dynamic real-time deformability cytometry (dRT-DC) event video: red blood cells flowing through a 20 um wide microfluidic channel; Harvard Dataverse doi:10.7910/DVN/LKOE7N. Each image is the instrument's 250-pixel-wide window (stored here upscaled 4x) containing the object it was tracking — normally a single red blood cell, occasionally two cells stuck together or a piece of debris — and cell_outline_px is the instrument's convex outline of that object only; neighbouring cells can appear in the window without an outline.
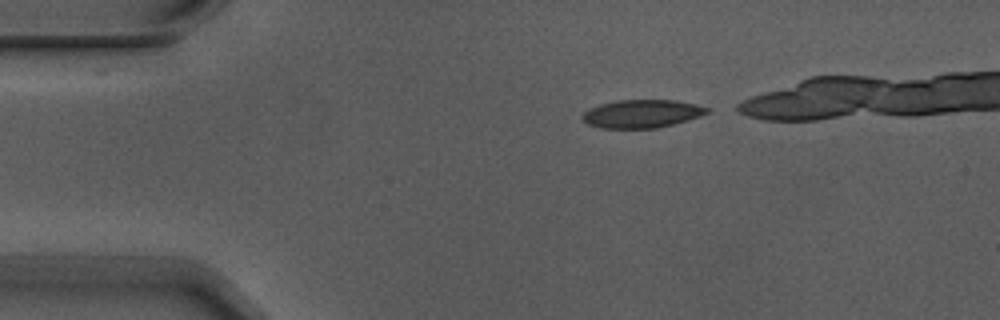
{"species": "Egyptian fruit bat (a non-hibernating species)", "species_latin": "Rousettus aegyptiacus", "temperature_condition": "warm", "stored_images_in_passage": 5, "camera_frame_rate_fps": 3000, "um_per_image_px": 0.085, "animal": {"sex": "male"}, "frame": {"image": 1, "passage_image": 1, "time_ms": 0.0, "image_size_px": [1000, 320], "cell_outline_px": [[708, 112], [700, 116], [688, 120], [656, 128], [600, 128], [588, 124], [580, 120], [580, 116], [588, 108], [600, 104], [616, 100], [676, 100], [696, 104], [708, 108]], "centroid_in_image_um": [54.49, 9.66], "position_along_channel_um": 30.5, "area_um2": 20.52}}